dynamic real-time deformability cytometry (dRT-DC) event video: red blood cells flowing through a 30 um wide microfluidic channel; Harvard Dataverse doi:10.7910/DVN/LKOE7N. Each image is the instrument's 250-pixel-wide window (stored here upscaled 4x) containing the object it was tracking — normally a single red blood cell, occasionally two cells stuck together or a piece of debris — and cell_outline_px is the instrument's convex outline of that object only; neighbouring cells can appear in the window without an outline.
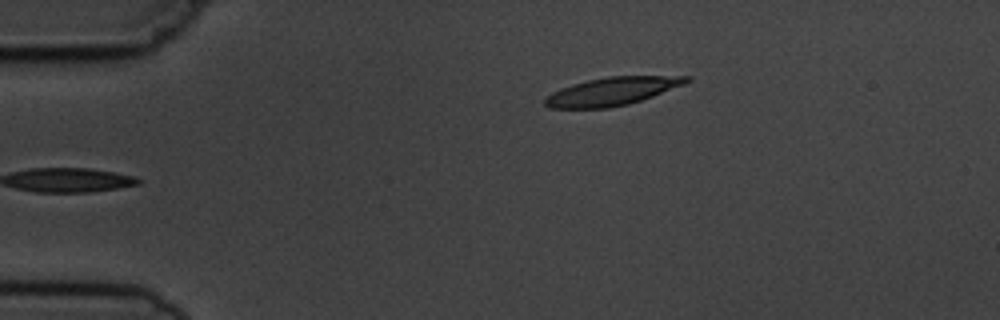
{"species": "common noctule bat (a hibernating species)", "species_latin": "Nyctalus noctula", "temperature_condition": "cold", "stored_images_in_passage": 5, "camera_frame_rate_fps": 3000, "um_per_image_px": 0.085, "animal": {"sex": "male", "body_mass_g": 19.5, "forearm_length_mm": 54.6}, "frame": {"image": 1, "passage_image": 5, "time_ms": 4.667, "image_size_px": [1000, 320], "cell_outline_px": [[692, 80], [684, 84], [652, 96], [628, 104], [608, 108], [548, 108], [544, 104], [544, 100], [552, 92], [560, 88], [572, 84], [588, 80], [608, 76], [692, 76]], "centroid_in_image_um": [52.01, 7.76], "position_along_channel_um": 33.0, "area_um2": 23.0}}